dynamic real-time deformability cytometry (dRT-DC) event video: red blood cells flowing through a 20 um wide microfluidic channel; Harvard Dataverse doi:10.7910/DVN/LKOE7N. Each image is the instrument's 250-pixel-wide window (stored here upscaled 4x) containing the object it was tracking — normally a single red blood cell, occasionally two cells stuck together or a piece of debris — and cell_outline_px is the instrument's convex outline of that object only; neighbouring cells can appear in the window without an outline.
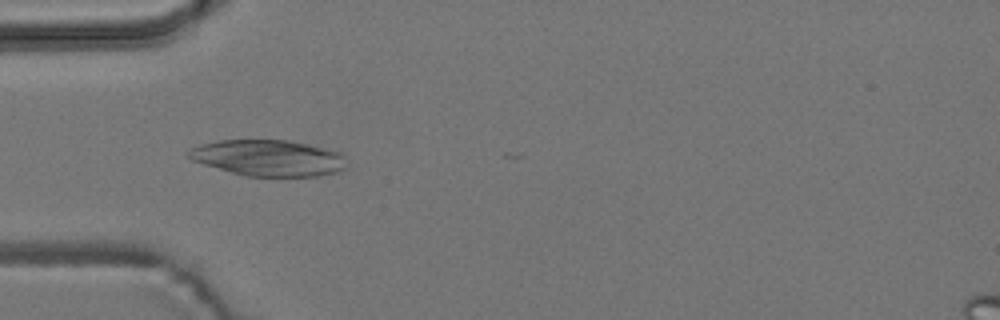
{"species": "common noctule bat (a hibernating species)", "species_latin": "Nyctalus noctula", "temperature_condition": "room temperature", "stored_images_in_passage": 9, "camera_frame_rate_fps": 3000, "um_per_image_px": 0.085, "animal": {"sex": "male", "body_mass_g": 19.2, "forearm_length_mm": 51.8}, "frame": {"image": 1, "passage_image": 4, "time_ms": 3.667, "image_size_px": [1000, 320], "cell_outline_px": [[348, 164], [344, 168], [336, 172], [320, 176], [244, 176], [204, 164], [192, 160], [184, 152], [200, 144], [220, 140], [288, 140], [340, 152], [344, 156]], "centroid_in_image_um": [22.8, 13.43], "position_along_channel_um": 62.2, "area_um2": 33.23}}
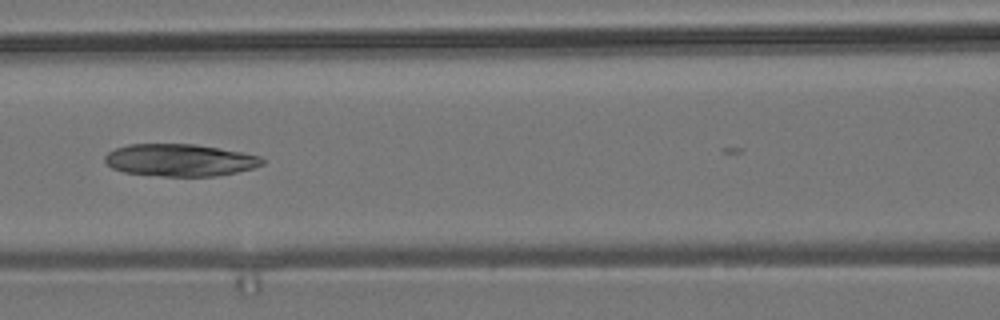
{"frame": {"image": 2, "passage_image": 6, "time_ms": 6.0, "image_size_px": [1000, 320], "cell_outline_px": [[264, 164], [252, 168], [236, 172], [216, 176], [160, 176], [124, 172], [112, 168], [104, 160], [104, 156], [108, 152], [116, 148], [128, 144], [196, 144], [244, 152], [260, 156], [264, 160]], "centroid_in_image_um": [15.3, 13.6], "position_along_channel_um": 151.3, "area_um2": 29.65}}
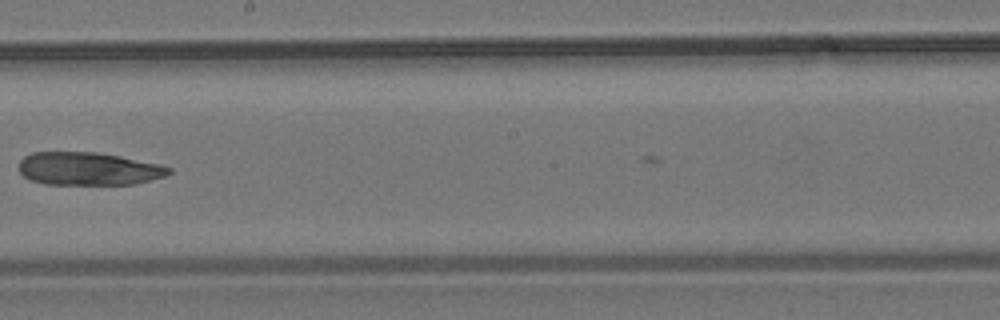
{"frame": {"image": 3, "passage_image": 8, "time_ms": 8.333, "image_size_px": [1000, 320], "cell_outline_px": [[172, 172], [168, 176], [136, 184], [44, 184], [28, 180], [20, 172], [20, 160], [24, 156], [32, 152], [96, 152], [120, 156], [160, 164], [172, 168]], "centroid_in_image_um": [7.55, 14.35], "position_along_channel_um": 240.7, "area_um2": 29.07}}